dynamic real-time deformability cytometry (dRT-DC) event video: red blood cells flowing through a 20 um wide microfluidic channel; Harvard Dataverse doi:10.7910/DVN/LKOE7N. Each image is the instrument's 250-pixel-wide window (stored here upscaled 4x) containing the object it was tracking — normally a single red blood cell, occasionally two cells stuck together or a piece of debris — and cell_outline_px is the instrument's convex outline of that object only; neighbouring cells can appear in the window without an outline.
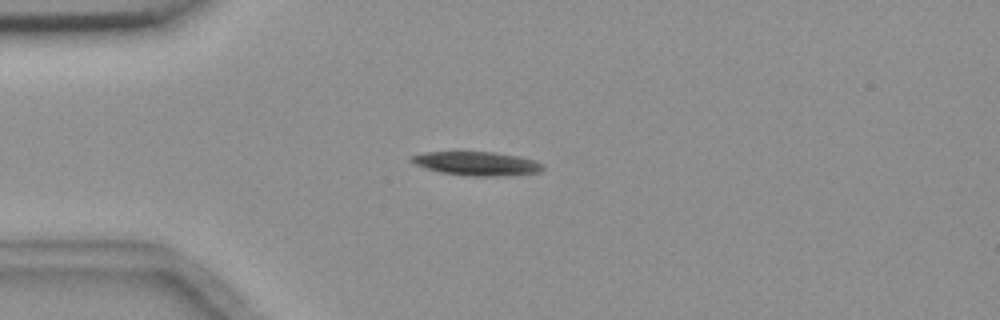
{"species": "common noctule bat (a hibernating species)", "species_latin": "Nyctalus noctula", "temperature_condition": "room temperature", "stored_images_in_passage": 5, "camera_frame_rate_fps": 3000, "um_per_image_px": 0.085, "animal": {"sex": "female", "body_mass_g": 18.4}, "frame": {"image": 1, "passage_image": 3, "time_ms": 1.667, "image_size_px": [1000, 320], "cell_outline_px": [[544, 168], [540, 172], [492, 176], [472, 176], [440, 172], [424, 168], [408, 160], [412, 156], [424, 152], [492, 152], [520, 156], [536, 160], [544, 164]], "centroid_in_image_um": [40.54, 13.89], "position_along_channel_um": 44.5, "area_um2": 18.15}}